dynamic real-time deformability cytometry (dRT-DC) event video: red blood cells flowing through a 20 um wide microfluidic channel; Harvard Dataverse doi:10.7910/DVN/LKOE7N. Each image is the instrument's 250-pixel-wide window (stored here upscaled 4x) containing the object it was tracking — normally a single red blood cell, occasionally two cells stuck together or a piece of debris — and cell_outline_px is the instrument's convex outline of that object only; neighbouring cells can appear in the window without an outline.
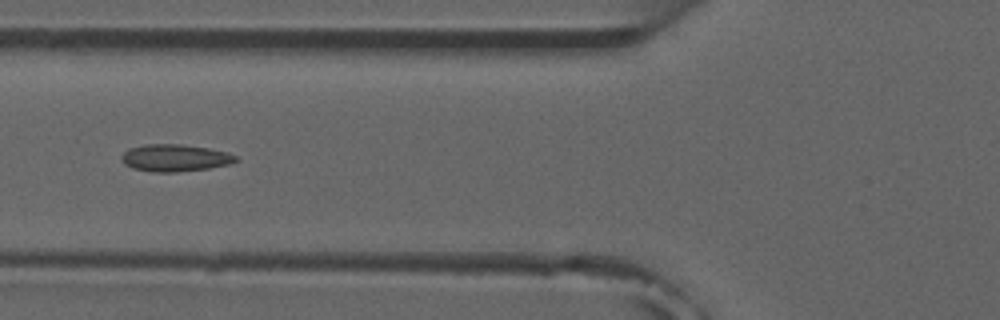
{"species": "common noctule bat (a hibernating species)", "species_latin": "Nyctalus noctula", "temperature_condition": "room temperature", "stored_images_in_passage": 5, "camera_frame_rate_fps": 3000, "um_per_image_px": 0.085, "animal": {"sex": "male", "forearm_length_mm": 52.5}, "frame": {"image": 1, "passage_image": 5, "time_ms": 5.333, "image_size_px": [1000, 320], "cell_outline_px": [[240, 160], [228, 164], [208, 168], [176, 172], [152, 172], [132, 168], [124, 164], [120, 156], [128, 148], [144, 144], [180, 144], [208, 148], [228, 152], [236, 156]], "centroid_in_image_um": [14.85, 13.41], "position_along_channel_um": 111.0, "area_um2": 18.15}}